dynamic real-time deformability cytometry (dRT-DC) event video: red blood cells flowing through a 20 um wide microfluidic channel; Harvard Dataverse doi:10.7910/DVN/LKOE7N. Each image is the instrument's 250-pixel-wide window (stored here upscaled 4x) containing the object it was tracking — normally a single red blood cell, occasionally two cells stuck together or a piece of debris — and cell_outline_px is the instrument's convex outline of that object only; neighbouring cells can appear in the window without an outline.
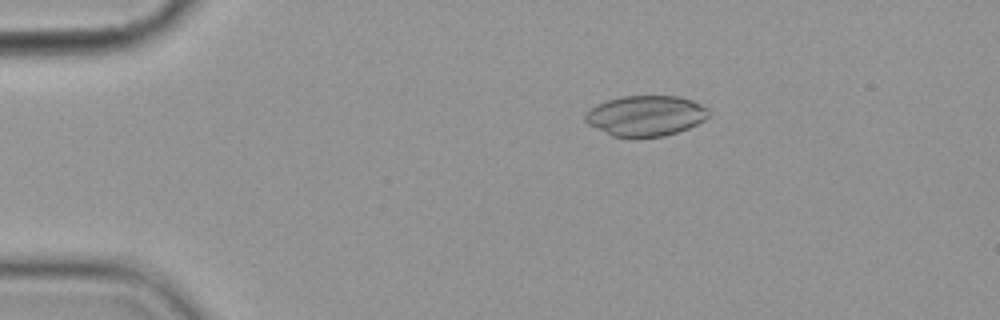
{"species": "common noctule bat (a hibernating species)", "species_latin": "Nyctalus noctula", "temperature_condition": "cold", "stored_images_in_passage": 4, "camera_frame_rate_fps": 3000, "um_per_image_px": 0.085, "animal": {"sex": "female", "body_mass_g": 19.9}, "frame": {"image": 1, "passage_image": 1, "time_ms": 0.0, "image_size_px": [1000, 320], "cell_outline_px": [[708, 116], [704, 120], [688, 128], [664, 136], [612, 136], [588, 124], [584, 120], [584, 116], [596, 104], [620, 96], [680, 96], [692, 100], [708, 108]], "centroid_in_image_um": [54.88, 9.82], "position_along_channel_um": 30.1, "area_um2": 28.78}}
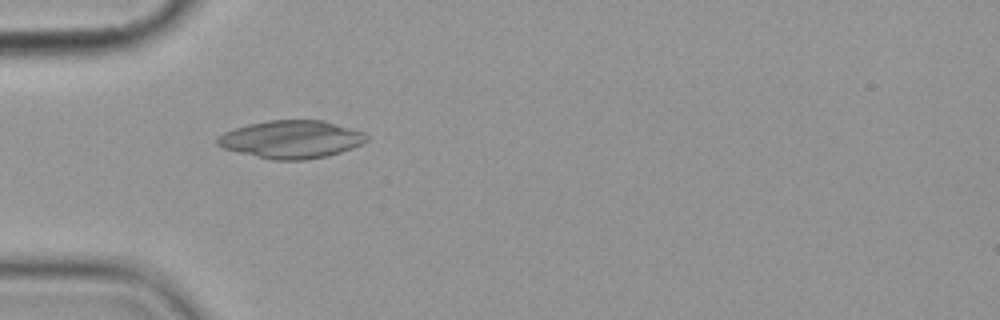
{"frame": {"image": 2, "passage_image": 3, "time_ms": 2.333, "image_size_px": [1000, 320], "cell_outline_px": [[368, 140], [352, 148], [328, 156], [304, 160], [272, 160], [224, 148], [216, 144], [216, 140], [224, 132], [248, 124], [268, 120], [324, 120], [364, 132], [368, 136]], "centroid_in_image_um": [24.79, 11.84], "position_along_channel_um": 60.2, "area_um2": 32.71}}
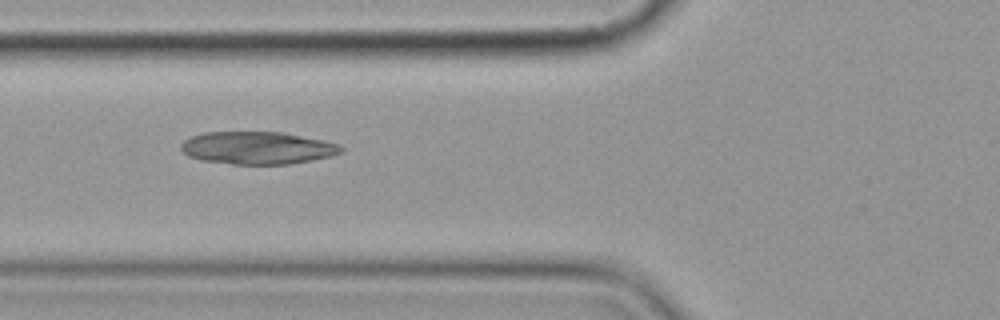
{"frame": {"image": 3, "passage_image": 4, "time_ms": 3.667, "image_size_px": [1000, 320], "cell_outline_px": [[344, 148], [340, 152], [332, 156], [312, 160], [288, 164], [232, 164], [200, 160], [188, 156], [180, 148], [180, 144], [184, 140], [192, 136], [204, 132], [284, 132], [324, 140], [340, 144]], "centroid_in_image_um": [21.88, 12.57], "position_along_channel_um": 103.9, "area_um2": 30.52}}